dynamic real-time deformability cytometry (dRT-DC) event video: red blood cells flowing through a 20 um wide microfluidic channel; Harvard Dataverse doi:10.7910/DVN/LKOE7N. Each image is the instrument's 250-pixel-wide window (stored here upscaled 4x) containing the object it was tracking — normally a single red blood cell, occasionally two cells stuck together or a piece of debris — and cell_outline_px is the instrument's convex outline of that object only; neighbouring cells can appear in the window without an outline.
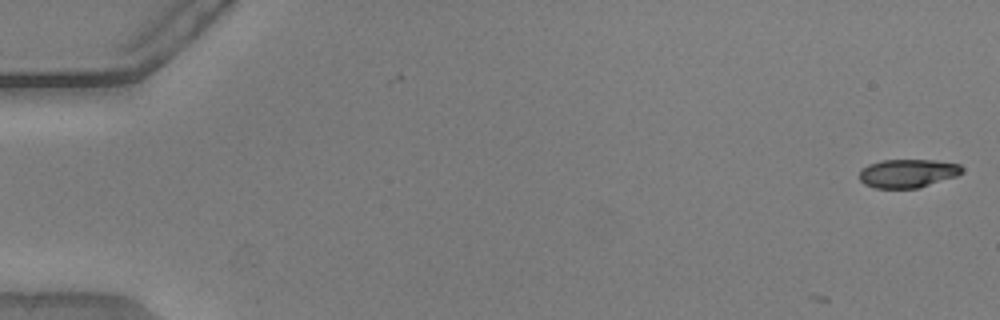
{"species": "common noctule bat (a hibernating species)", "species_latin": "Nyctalus noctula", "temperature_condition": "warm", "stored_images_in_passage": 8, "camera_frame_rate_fps": 3000, "um_per_image_px": 0.085, "animal": {"sex": "male", "body_mass_g": 20.5, "forearm_length_mm": 52.5}, "frame": {"image": 1, "passage_image": 1, "time_ms": 0.0, "image_size_px": [1000, 320], "cell_outline_px": [[964, 168], [956, 176], [916, 188], [876, 188], [864, 184], [860, 180], [860, 172], [868, 164], [884, 160], [936, 160], [960, 164]], "centroid_in_image_um": [77.15, 14.72], "position_along_channel_um": 7.8, "area_um2": 16.82}}